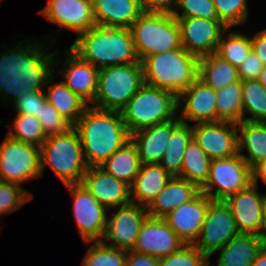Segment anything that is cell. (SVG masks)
<instances>
[{
    "mask_svg": "<svg viewBox=\"0 0 266 266\" xmlns=\"http://www.w3.org/2000/svg\"><path fill=\"white\" fill-rule=\"evenodd\" d=\"M22 47L20 48V46ZM46 44L37 42L23 45L19 42L0 57V93L12 96L13 103L24 93L43 90L48 79L54 75L52 67L58 66L54 56L57 50L47 53ZM52 71V72H51Z\"/></svg>",
    "mask_w": 266,
    "mask_h": 266,
    "instance_id": "1",
    "label": "cell"
},
{
    "mask_svg": "<svg viewBox=\"0 0 266 266\" xmlns=\"http://www.w3.org/2000/svg\"><path fill=\"white\" fill-rule=\"evenodd\" d=\"M88 167L102 165L130 140L121 112L88 106L74 124Z\"/></svg>",
    "mask_w": 266,
    "mask_h": 266,
    "instance_id": "2",
    "label": "cell"
},
{
    "mask_svg": "<svg viewBox=\"0 0 266 266\" xmlns=\"http://www.w3.org/2000/svg\"><path fill=\"white\" fill-rule=\"evenodd\" d=\"M70 49L98 69L140 62L128 28L96 25L78 35Z\"/></svg>",
    "mask_w": 266,
    "mask_h": 266,
    "instance_id": "3",
    "label": "cell"
},
{
    "mask_svg": "<svg viewBox=\"0 0 266 266\" xmlns=\"http://www.w3.org/2000/svg\"><path fill=\"white\" fill-rule=\"evenodd\" d=\"M144 83L178 96L198 78L199 57L183 48L153 54L141 61Z\"/></svg>",
    "mask_w": 266,
    "mask_h": 266,
    "instance_id": "4",
    "label": "cell"
},
{
    "mask_svg": "<svg viewBox=\"0 0 266 266\" xmlns=\"http://www.w3.org/2000/svg\"><path fill=\"white\" fill-rule=\"evenodd\" d=\"M177 96L144 83L121 111L130 135L177 118Z\"/></svg>",
    "mask_w": 266,
    "mask_h": 266,
    "instance_id": "5",
    "label": "cell"
},
{
    "mask_svg": "<svg viewBox=\"0 0 266 266\" xmlns=\"http://www.w3.org/2000/svg\"><path fill=\"white\" fill-rule=\"evenodd\" d=\"M40 159L42 175L48 165L64 185L81 183L88 168L74 127L65 134L47 137L40 147Z\"/></svg>",
    "mask_w": 266,
    "mask_h": 266,
    "instance_id": "6",
    "label": "cell"
},
{
    "mask_svg": "<svg viewBox=\"0 0 266 266\" xmlns=\"http://www.w3.org/2000/svg\"><path fill=\"white\" fill-rule=\"evenodd\" d=\"M139 61L182 48L177 19L168 13L143 12L130 28Z\"/></svg>",
    "mask_w": 266,
    "mask_h": 266,
    "instance_id": "7",
    "label": "cell"
},
{
    "mask_svg": "<svg viewBox=\"0 0 266 266\" xmlns=\"http://www.w3.org/2000/svg\"><path fill=\"white\" fill-rule=\"evenodd\" d=\"M144 84L141 62L99 69L95 108L121 112Z\"/></svg>",
    "mask_w": 266,
    "mask_h": 266,
    "instance_id": "8",
    "label": "cell"
},
{
    "mask_svg": "<svg viewBox=\"0 0 266 266\" xmlns=\"http://www.w3.org/2000/svg\"><path fill=\"white\" fill-rule=\"evenodd\" d=\"M251 184L252 169L238 153L229 158L211 160L209 178L200 190L212 200L224 201Z\"/></svg>",
    "mask_w": 266,
    "mask_h": 266,
    "instance_id": "9",
    "label": "cell"
},
{
    "mask_svg": "<svg viewBox=\"0 0 266 266\" xmlns=\"http://www.w3.org/2000/svg\"><path fill=\"white\" fill-rule=\"evenodd\" d=\"M42 176L40 147L6 138L0 145V181L21 186Z\"/></svg>",
    "mask_w": 266,
    "mask_h": 266,
    "instance_id": "10",
    "label": "cell"
},
{
    "mask_svg": "<svg viewBox=\"0 0 266 266\" xmlns=\"http://www.w3.org/2000/svg\"><path fill=\"white\" fill-rule=\"evenodd\" d=\"M73 198V214L85 244L103 241L107 225V208L82 184L65 185Z\"/></svg>",
    "mask_w": 266,
    "mask_h": 266,
    "instance_id": "11",
    "label": "cell"
},
{
    "mask_svg": "<svg viewBox=\"0 0 266 266\" xmlns=\"http://www.w3.org/2000/svg\"><path fill=\"white\" fill-rule=\"evenodd\" d=\"M238 234L236 221L228 205L223 200H212L193 245L209 259Z\"/></svg>",
    "mask_w": 266,
    "mask_h": 266,
    "instance_id": "12",
    "label": "cell"
},
{
    "mask_svg": "<svg viewBox=\"0 0 266 266\" xmlns=\"http://www.w3.org/2000/svg\"><path fill=\"white\" fill-rule=\"evenodd\" d=\"M175 18L180 27L181 47L199 58L216 53L221 35L228 28L219 19Z\"/></svg>",
    "mask_w": 266,
    "mask_h": 266,
    "instance_id": "13",
    "label": "cell"
},
{
    "mask_svg": "<svg viewBox=\"0 0 266 266\" xmlns=\"http://www.w3.org/2000/svg\"><path fill=\"white\" fill-rule=\"evenodd\" d=\"M192 136L211 160L229 158L238 154L236 123L229 121L197 123L192 127Z\"/></svg>",
    "mask_w": 266,
    "mask_h": 266,
    "instance_id": "14",
    "label": "cell"
},
{
    "mask_svg": "<svg viewBox=\"0 0 266 266\" xmlns=\"http://www.w3.org/2000/svg\"><path fill=\"white\" fill-rule=\"evenodd\" d=\"M112 217H107V225L103 239L114 241L105 245L122 249L132 250L135 246L140 228L148 216L147 208L135 203H129L119 207Z\"/></svg>",
    "mask_w": 266,
    "mask_h": 266,
    "instance_id": "15",
    "label": "cell"
},
{
    "mask_svg": "<svg viewBox=\"0 0 266 266\" xmlns=\"http://www.w3.org/2000/svg\"><path fill=\"white\" fill-rule=\"evenodd\" d=\"M185 243L169 227L164 218L147 216L141 225L132 251L164 258L177 252Z\"/></svg>",
    "mask_w": 266,
    "mask_h": 266,
    "instance_id": "16",
    "label": "cell"
},
{
    "mask_svg": "<svg viewBox=\"0 0 266 266\" xmlns=\"http://www.w3.org/2000/svg\"><path fill=\"white\" fill-rule=\"evenodd\" d=\"M39 13L58 24L59 31L67 28L77 36L96 26L92 0H49Z\"/></svg>",
    "mask_w": 266,
    "mask_h": 266,
    "instance_id": "17",
    "label": "cell"
},
{
    "mask_svg": "<svg viewBox=\"0 0 266 266\" xmlns=\"http://www.w3.org/2000/svg\"><path fill=\"white\" fill-rule=\"evenodd\" d=\"M257 188L258 185L253 183L224 200L231 210L239 233L258 235L260 232L266 195L257 192Z\"/></svg>",
    "mask_w": 266,
    "mask_h": 266,
    "instance_id": "18",
    "label": "cell"
},
{
    "mask_svg": "<svg viewBox=\"0 0 266 266\" xmlns=\"http://www.w3.org/2000/svg\"><path fill=\"white\" fill-rule=\"evenodd\" d=\"M177 101L181 122L191 120L197 124L217 121L216 91L199 78L177 96Z\"/></svg>",
    "mask_w": 266,
    "mask_h": 266,
    "instance_id": "19",
    "label": "cell"
},
{
    "mask_svg": "<svg viewBox=\"0 0 266 266\" xmlns=\"http://www.w3.org/2000/svg\"><path fill=\"white\" fill-rule=\"evenodd\" d=\"M211 201L200 191L192 200L165 216L164 220L185 244H193L199 236Z\"/></svg>",
    "mask_w": 266,
    "mask_h": 266,
    "instance_id": "20",
    "label": "cell"
},
{
    "mask_svg": "<svg viewBox=\"0 0 266 266\" xmlns=\"http://www.w3.org/2000/svg\"><path fill=\"white\" fill-rule=\"evenodd\" d=\"M81 183L107 209L131 203L130 186L100 166L88 167Z\"/></svg>",
    "mask_w": 266,
    "mask_h": 266,
    "instance_id": "21",
    "label": "cell"
},
{
    "mask_svg": "<svg viewBox=\"0 0 266 266\" xmlns=\"http://www.w3.org/2000/svg\"><path fill=\"white\" fill-rule=\"evenodd\" d=\"M64 55V84L87 104L94 103L96 96L99 69L84 61L70 48Z\"/></svg>",
    "mask_w": 266,
    "mask_h": 266,
    "instance_id": "22",
    "label": "cell"
},
{
    "mask_svg": "<svg viewBox=\"0 0 266 266\" xmlns=\"http://www.w3.org/2000/svg\"><path fill=\"white\" fill-rule=\"evenodd\" d=\"M97 26L128 28L143 13L140 0H92Z\"/></svg>",
    "mask_w": 266,
    "mask_h": 266,
    "instance_id": "23",
    "label": "cell"
},
{
    "mask_svg": "<svg viewBox=\"0 0 266 266\" xmlns=\"http://www.w3.org/2000/svg\"><path fill=\"white\" fill-rule=\"evenodd\" d=\"M201 190L187 179L171 177L147 207L148 216L164 218L178 206L192 200Z\"/></svg>",
    "mask_w": 266,
    "mask_h": 266,
    "instance_id": "24",
    "label": "cell"
},
{
    "mask_svg": "<svg viewBox=\"0 0 266 266\" xmlns=\"http://www.w3.org/2000/svg\"><path fill=\"white\" fill-rule=\"evenodd\" d=\"M172 133V120L141 129L130 139L136 145L141 164H159Z\"/></svg>",
    "mask_w": 266,
    "mask_h": 266,
    "instance_id": "25",
    "label": "cell"
},
{
    "mask_svg": "<svg viewBox=\"0 0 266 266\" xmlns=\"http://www.w3.org/2000/svg\"><path fill=\"white\" fill-rule=\"evenodd\" d=\"M171 177L160 164H142L130 187L131 202L147 208Z\"/></svg>",
    "mask_w": 266,
    "mask_h": 266,
    "instance_id": "26",
    "label": "cell"
},
{
    "mask_svg": "<svg viewBox=\"0 0 266 266\" xmlns=\"http://www.w3.org/2000/svg\"><path fill=\"white\" fill-rule=\"evenodd\" d=\"M262 247L258 235L240 233L218 250L217 266H252Z\"/></svg>",
    "mask_w": 266,
    "mask_h": 266,
    "instance_id": "27",
    "label": "cell"
},
{
    "mask_svg": "<svg viewBox=\"0 0 266 266\" xmlns=\"http://www.w3.org/2000/svg\"><path fill=\"white\" fill-rule=\"evenodd\" d=\"M238 153L245 162L253 169L260 162L266 160V122L241 121L237 123ZM247 149L248 156L240 153Z\"/></svg>",
    "mask_w": 266,
    "mask_h": 266,
    "instance_id": "28",
    "label": "cell"
},
{
    "mask_svg": "<svg viewBox=\"0 0 266 266\" xmlns=\"http://www.w3.org/2000/svg\"><path fill=\"white\" fill-rule=\"evenodd\" d=\"M192 139L191 125L181 122L178 117L173 119L172 133L159 163L172 177L181 178L184 153Z\"/></svg>",
    "mask_w": 266,
    "mask_h": 266,
    "instance_id": "29",
    "label": "cell"
},
{
    "mask_svg": "<svg viewBox=\"0 0 266 266\" xmlns=\"http://www.w3.org/2000/svg\"><path fill=\"white\" fill-rule=\"evenodd\" d=\"M198 78L215 91L240 81L237 67L216 53L199 58Z\"/></svg>",
    "mask_w": 266,
    "mask_h": 266,
    "instance_id": "30",
    "label": "cell"
},
{
    "mask_svg": "<svg viewBox=\"0 0 266 266\" xmlns=\"http://www.w3.org/2000/svg\"><path fill=\"white\" fill-rule=\"evenodd\" d=\"M141 165L136 145L130 139L115 151L100 167L131 187L140 171Z\"/></svg>",
    "mask_w": 266,
    "mask_h": 266,
    "instance_id": "31",
    "label": "cell"
},
{
    "mask_svg": "<svg viewBox=\"0 0 266 266\" xmlns=\"http://www.w3.org/2000/svg\"><path fill=\"white\" fill-rule=\"evenodd\" d=\"M53 79L54 76L52 75L47 81L50 85H48L47 93H45L46 100L74 125L89 105L73 93L63 81L52 85Z\"/></svg>",
    "mask_w": 266,
    "mask_h": 266,
    "instance_id": "32",
    "label": "cell"
},
{
    "mask_svg": "<svg viewBox=\"0 0 266 266\" xmlns=\"http://www.w3.org/2000/svg\"><path fill=\"white\" fill-rule=\"evenodd\" d=\"M211 159L192 139L182 161L181 178L187 179L201 189L209 178Z\"/></svg>",
    "mask_w": 266,
    "mask_h": 266,
    "instance_id": "33",
    "label": "cell"
},
{
    "mask_svg": "<svg viewBox=\"0 0 266 266\" xmlns=\"http://www.w3.org/2000/svg\"><path fill=\"white\" fill-rule=\"evenodd\" d=\"M217 121H243L242 81L216 91Z\"/></svg>",
    "mask_w": 266,
    "mask_h": 266,
    "instance_id": "34",
    "label": "cell"
},
{
    "mask_svg": "<svg viewBox=\"0 0 266 266\" xmlns=\"http://www.w3.org/2000/svg\"><path fill=\"white\" fill-rule=\"evenodd\" d=\"M243 121L266 122V89L258 80L242 81ZM252 117L244 118L245 114Z\"/></svg>",
    "mask_w": 266,
    "mask_h": 266,
    "instance_id": "35",
    "label": "cell"
},
{
    "mask_svg": "<svg viewBox=\"0 0 266 266\" xmlns=\"http://www.w3.org/2000/svg\"><path fill=\"white\" fill-rule=\"evenodd\" d=\"M229 29L221 35L216 54L238 68L252 52L251 38L240 33H229L225 39L224 33Z\"/></svg>",
    "mask_w": 266,
    "mask_h": 266,
    "instance_id": "36",
    "label": "cell"
},
{
    "mask_svg": "<svg viewBox=\"0 0 266 266\" xmlns=\"http://www.w3.org/2000/svg\"><path fill=\"white\" fill-rule=\"evenodd\" d=\"M13 125L7 135L14 140L41 147L47 138L41 123L33 115L16 114Z\"/></svg>",
    "mask_w": 266,
    "mask_h": 266,
    "instance_id": "37",
    "label": "cell"
},
{
    "mask_svg": "<svg viewBox=\"0 0 266 266\" xmlns=\"http://www.w3.org/2000/svg\"><path fill=\"white\" fill-rule=\"evenodd\" d=\"M127 251L96 241L88 249L81 266H124Z\"/></svg>",
    "mask_w": 266,
    "mask_h": 266,
    "instance_id": "38",
    "label": "cell"
},
{
    "mask_svg": "<svg viewBox=\"0 0 266 266\" xmlns=\"http://www.w3.org/2000/svg\"><path fill=\"white\" fill-rule=\"evenodd\" d=\"M219 20L228 28L248 19L247 0H213Z\"/></svg>",
    "mask_w": 266,
    "mask_h": 266,
    "instance_id": "39",
    "label": "cell"
},
{
    "mask_svg": "<svg viewBox=\"0 0 266 266\" xmlns=\"http://www.w3.org/2000/svg\"><path fill=\"white\" fill-rule=\"evenodd\" d=\"M46 137L65 134L74 125L61 115L47 100L41 103V111L37 117Z\"/></svg>",
    "mask_w": 266,
    "mask_h": 266,
    "instance_id": "40",
    "label": "cell"
},
{
    "mask_svg": "<svg viewBox=\"0 0 266 266\" xmlns=\"http://www.w3.org/2000/svg\"><path fill=\"white\" fill-rule=\"evenodd\" d=\"M33 195L20 185L0 181V215L20 209Z\"/></svg>",
    "mask_w": 266,
    "mask_h": 266,
    "instance_id": "41",
    "label": "cell"
},
{
    "mask_svg": "<svg viewBox=\"0 0 266 266\" xmlns=\"http://www.w3.org/2000/svg\"><path fill=\"white\" fill-rule=\"evenodd\" d=\"M208 260L193 244H185L177 252L160 258L159 266H209Z\"/></svg>",
    "mask_w": 266,
    "mask_h": 266,
    "instance_id": "42",
    "label": "cell"
},
{
    "mask_svg": "<svg viewBox=\"0 0 266 266\" xmlns=\"http://www.w3.org/2000/svg\"><path fill=\"white\" fill-rule=\"evenodd\" d=\"M177 7L182 8L181 14L174 10V17H198L219 19L213 0H179Z\"/></svg>",
    "mask_w": 266,
    "mask_h": 266,
    "instance_id": "43",
    "label": "cell"
},
{
    "mask_svg": "<svg viewBox=\"0 0 266 266\" xmlns=\"http://www.w3.org/2000/svg\"><path fill=\"white\" fill-rule=\"evenodd\" d=\"M45 90L37 92H24L14 103L16 114H29L36 118L41 111V103L46 100Z\"/></svg>",
    "mask_w": 266,
    "mask_h": 266,
    "instance_id": "44",
    "label": "cell"
},
{
    "mask_svg": "<svg viewBox=\"0 0 266 266\" xmlns=\"http://www.w3.org/2000/svg\"><path fill=\"white\" fill-rule=\"evenodd\" d=\"M265 65L258 59L252 51L241 65L238 66V75L241 81L258 80Z\"/></svg>",
    "mask_w": 266,
    "mask_h": 266,
    "instance_id": "45",
    "label": "cell"
},
{
    "mask_svg": "<svg viewBox=\"0 0 266 266\" xmlns=\"http://www.w3.org/2000/svg\"><path fill=\"white\" fill-rule=\"evenodd\" d=\"M179 0H140L143 12L172 14Z\"/></svg>",
    "mask_w": 266,
    "mask_h": 266,
    "instance_id": "46",
    "label": "cell"
},
{
    "mask_svg": "<svg viewBox=\"0 0 266 266\" xmlns=\"http://www.w3.org/2000/svg\"><path fill=\"white\" fill-rule=\"evenodd\" d=\"M124 266H159V259L136 251H127Z\"/></svg>",
    "mask_w": 266,
    "mask_h": 266,
    "instance_id": "47",
    "label": "cell"
},
{
    "mask_svg": "<svg viewBox=\"0 0 266 266\" xmlns=\"http://www.w3.org/2000/svg\"><path fill=\"white\" fill-rule=\"evenodd\" d=\"M252 51L258 59L266 66V29L251 37Z\"/></svg>",
    "mask_w": 266,
    "mask_h": 266,
    "instance_id": "48",
    "label": "cell"
},
{
    "mask_svg": "<svg viewBox=\"0 0 266 266\" xmlns=\"http://www.w3.org/2000/svg\"><path fill=\"white\" fill-rule=\"evenodd\" d=\"M253 174V183L258 185V178H261L262 181L266 184V160L260 162L252 169Z\"/></svg>",
    "mask_w": 266,
    "mask_h": 266,
    "instance_id": "49",
    "label": "cell"
},
{
    "mask_svg": "<svg viewBox=\"0 0 266 266\" xmlns=\"http://www.w3.org/2000/svg\"><path fill=\"white\" fill-rule=\"evenodd\" d=\"M252 266H266V246H263L257 253Z\"/></svg>",
    "mask_w": 266,
    "mask_h": 266,
    "instance_id": "50",
    "label": "cell"
},
{
    "mask_svg": "<svg viewBox=\"0 0 266 266\" xmlns=\"http://www.w3.org/2000/svg\"><path fill=\"white\" fill-rule=\"evenodd\" d=\"M258 237L262 241L263 246H266V205L263 212L262 224Z\"/></svg>",
    "mask_w": 266,
    "mask_h": 266,
    "instance_id": "51",
    "label": "cell"
},
{
    "mask_svg": "<svg viewBox=\"0 0 266 266\" xmlns=\"http://www.w3.org/2000/svg\"><path fill=\"white\" fill-rule=\"evenodd\" d=\"M258 81L266 89V66L264 67V69L260 73Z\"/></svg>",
    "mask_w": 266,
    "mask_h": 266,
    "instance_id": "52",
    "label": "cell"
}]
</instances>
